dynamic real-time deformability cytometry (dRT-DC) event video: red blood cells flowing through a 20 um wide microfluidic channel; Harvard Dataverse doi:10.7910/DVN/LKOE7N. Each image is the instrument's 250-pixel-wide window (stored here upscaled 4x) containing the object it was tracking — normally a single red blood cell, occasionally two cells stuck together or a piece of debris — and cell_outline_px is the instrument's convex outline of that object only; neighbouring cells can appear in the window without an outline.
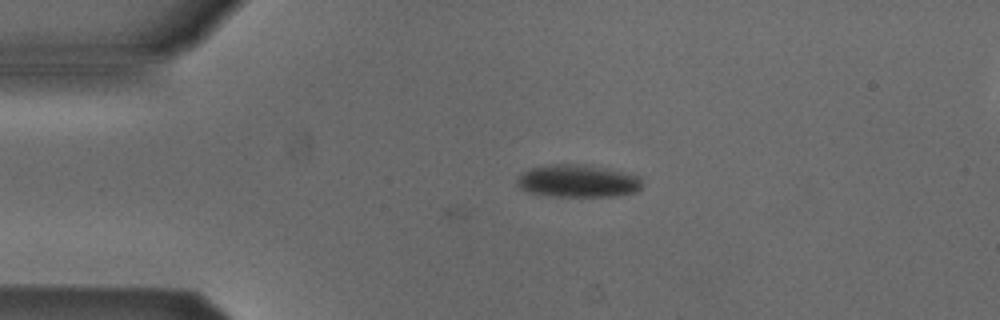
{"species": "Egyptian fruit bat (a non-hibernating species)", "species_latin": "Rousettus aegyptiacus", "temperature_condition": "cold", "stored_images_in_passage": 6, "segment_of_instrument_passage": [1, 2], "camera_frame_rate_fps": 3000, "um_per_image_px": 0.085, "animal": {"sex": "male"}, "frame": {"image": 1, "passage_image": 4, "time_ms": 1.0, "image_size_px": [1000, 320], "cell_outline_px": [[644, 184], [636, 192], [612, 196], [552, 196], [528, 192], [520, 188], [516, 180], [528, 168], [552, 164], [584, 164], [608, 168], [640, 176]], "centroid_in_image_um": [49.14, 15.37], "position_along_channel_um": 35.9, "area_um2": 23.87}}